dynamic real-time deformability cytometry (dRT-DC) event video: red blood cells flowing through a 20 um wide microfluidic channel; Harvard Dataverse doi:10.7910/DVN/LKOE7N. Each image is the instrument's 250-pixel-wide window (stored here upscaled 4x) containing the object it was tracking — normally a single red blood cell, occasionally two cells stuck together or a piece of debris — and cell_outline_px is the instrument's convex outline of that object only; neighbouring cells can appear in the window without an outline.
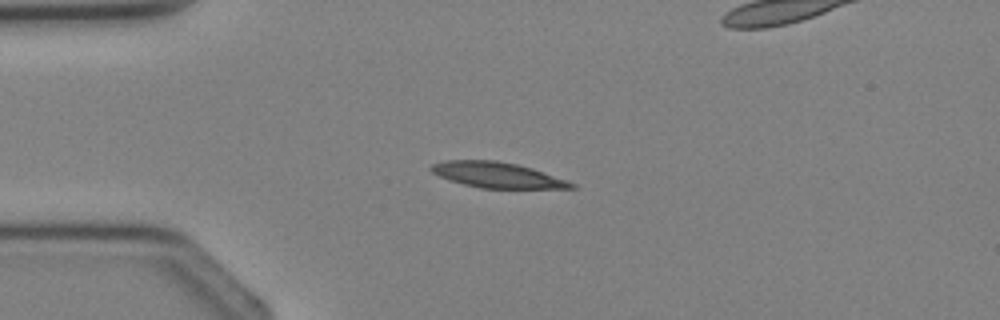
{"species": "Egyptian fruit bat (a non-hibernating species)", "species_latin": "Rousettus aegyptiacus", "temperature_condition": "cold", "stored_images_in_passage": 3, "camera_frame_rate_fps": 3000, "um_per_image_px": 0.085, "animal": {"sex": "female"}, "frame": {"image": 1, "passage_image": 1, "time_ms": 0.0, "image_size_px": [1000, 320], "cell_outline_px": [[576, 188], [480, 188], [448, 180], [432, 172], [428, 168], [432, 164], [444, 160], [496, 160], [516, 164], [532, 168], [576, 184]], "centroid_in_image_um": [42.21, 14.87], "position_along_channel_um": 42.8, "area_um2": 20.69}}